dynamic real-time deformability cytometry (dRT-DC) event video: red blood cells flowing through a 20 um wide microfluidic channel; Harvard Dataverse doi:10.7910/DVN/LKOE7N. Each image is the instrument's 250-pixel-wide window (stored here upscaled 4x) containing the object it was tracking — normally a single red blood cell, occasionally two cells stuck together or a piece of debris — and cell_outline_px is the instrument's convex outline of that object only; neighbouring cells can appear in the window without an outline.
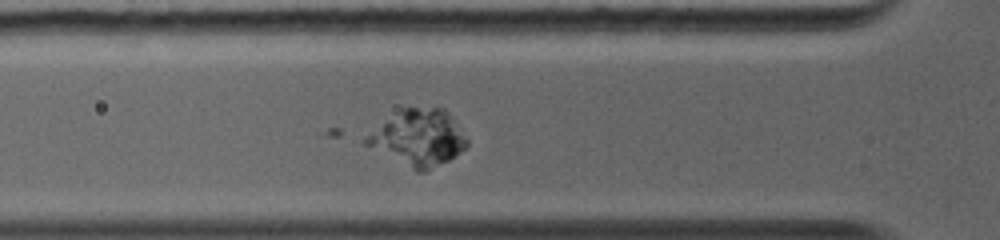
{"species": "common noctule bat (a hibernating species)", "species_latin": "Nyctalus noctula", "temperature_condition": "warm", "stored_images_in_passage": 39, "camera_frame_rate_fps": 5000, "um_per_image_px": 0.085, "animal": {"sex": "female", "body_mass_g": 19.0, "forearm_length_mm": 56.7}, "frame": {"image": 1, "passage_image": 13, "time_ms": 3.4, "image_size_px": [1000, 240], "cell_outline_px": [[468, 148], [448, 160], [424, 172], [416, 172], [364, 144], [364, 140], [368, 136], [400, 108], [444, 108], [452, 116], [468, 140]], "centroid_in_image_um": [35.61, 11.73], "position_along_channel_um": 90.2, "area_um2": 32.54}}
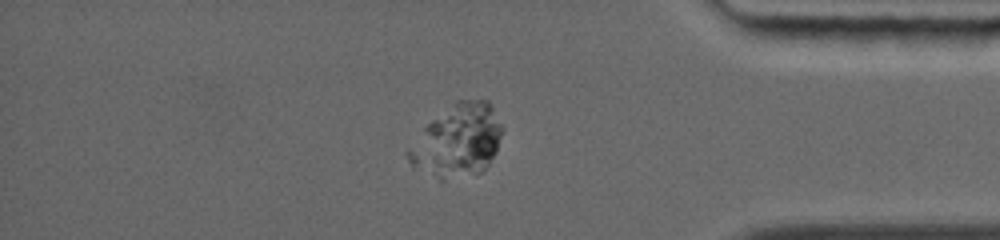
{"frame": {"image": 2, "passage_image": 38, "time_ms": 10.8, "image_size_px": [1000, 240], "cell_outline_px": [[504, 128], [496, 152], [488, 164], [480, 172], [440, 180], [432, 160], [424, 128], [432, 120], [456, 100], [488, 100], [492, 104]], "centroid_in_image_um": [39.43, 11.72], "position_along_channel_um": 395.8, "area_um2": 33.58}}